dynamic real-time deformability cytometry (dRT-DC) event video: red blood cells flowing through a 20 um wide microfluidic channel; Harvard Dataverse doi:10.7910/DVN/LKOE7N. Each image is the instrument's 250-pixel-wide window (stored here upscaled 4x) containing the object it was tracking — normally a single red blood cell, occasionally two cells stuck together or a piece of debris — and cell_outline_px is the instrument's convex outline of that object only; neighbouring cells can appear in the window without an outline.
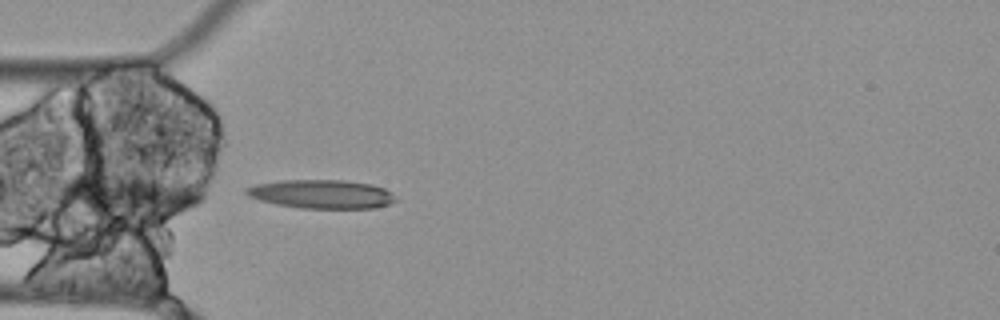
{"species": "Egyptian fruit bat (a non-hibernating species)", "species_latin": "Rousettus aegyptiacus", "temperature_condition": "cold", "stored_images_in_passage": 6, "camera_frame_rate_fps": 3000, "um_per_image_px": 0.085, "animal": {"sex": "female"}, "frame": {"image": 1, "passage_image": 2, "time_ms": 0.333, "image_size_px": [1000, 320], "cell_outline_px": [[400, 200], [376, 208], [300, 208], [276, 204], [260, 200], [248, 196], [244, 192], [244, 188], [256, 184], [280, 180], [344, 180], [372, 184], [384, 188], [392, 192]], "centroid_in_image_um": [27.36, 16.49], "position_along_channel_um": 57.6, "area_um2": 25.26}}
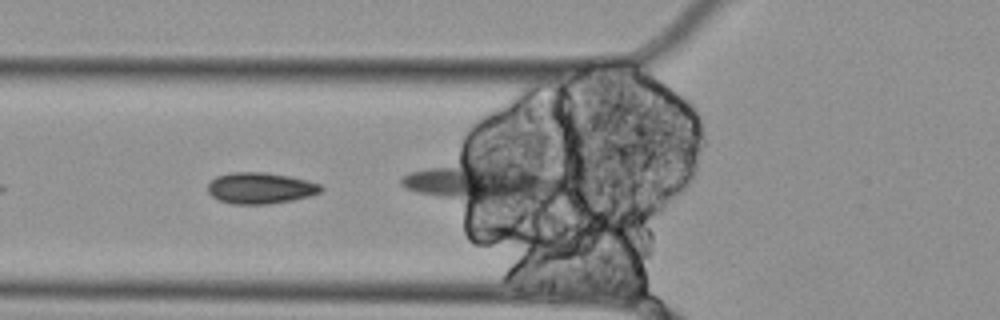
{"frame": {"image": 2, "passage_image": 4, "time_ms": 1.0, "image_size_px": [1000, 320], "cell_outline_px": [[324, 188], [320, 192], [308, 196], [292, 200], [268, 204], [232, 204], [220, 200], [212, 196], [208, 192], [208, 184], [216, 176], [232, 172], [264, 172], [288, 176], [308, 180], [320, 184]], "centroid_in_image_um": [22.13, 15.98], "position_along_channel_um": 103.7, "area_um2": 20.52}}